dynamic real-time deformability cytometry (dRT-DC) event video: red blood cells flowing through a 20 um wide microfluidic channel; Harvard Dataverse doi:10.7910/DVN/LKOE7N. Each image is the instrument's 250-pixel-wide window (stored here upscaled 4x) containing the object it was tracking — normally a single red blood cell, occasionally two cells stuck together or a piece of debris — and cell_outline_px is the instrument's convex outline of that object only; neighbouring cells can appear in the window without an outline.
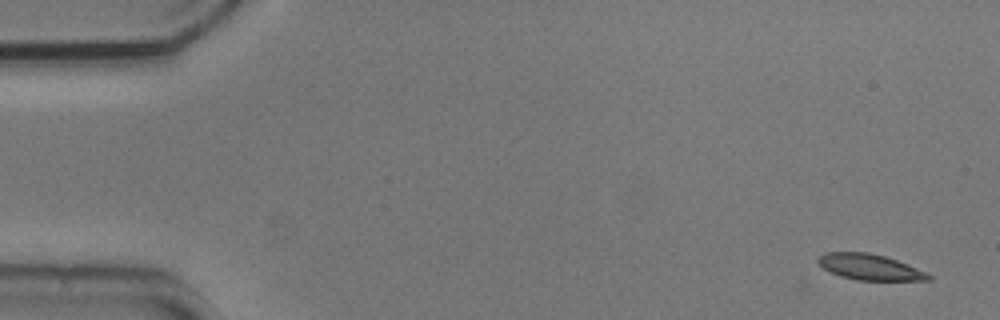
{"species": "common noctule bat (a hibernating species)", "species_latin": "Nyctalus noctula", "temperature_condition": "cold", "stored_images_in_passage": 3, "camera_frame_rate_fps": 3000, "um_per_image_px": 0.085, "animal": {"sex": "male", "body_mass_g": 20.5, "forearm_length_mm": 52.5}, "frame": {"image": 1, "passage_image": 1, "time_ms": 0.0, "image_size_px": [1000, 320], "cell_outline_px": [[932, 280], [856, 280], [840, 276], [824, 268], [816, 260], [820, 256], [828, 252], [868, 252], [884, 256], [896, 260], [916, 268], [932, 276]], "centroid_in_image_um": [73.92, 22.7], "position_along_channel_um": 11.1, "area_um2": 16.3}}